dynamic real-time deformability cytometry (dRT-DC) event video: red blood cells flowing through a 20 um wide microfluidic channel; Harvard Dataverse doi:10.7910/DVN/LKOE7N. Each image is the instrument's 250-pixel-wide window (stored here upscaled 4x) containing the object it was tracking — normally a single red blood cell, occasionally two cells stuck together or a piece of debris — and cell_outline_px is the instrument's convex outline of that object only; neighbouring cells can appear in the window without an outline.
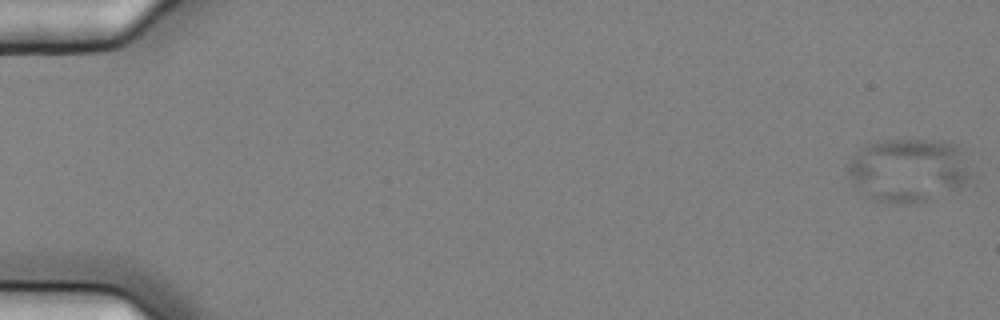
{"species": "common noctule bat (a hibernating species)", "species_latin": "Nyctalus noctula", "temperature_condition": "cold", "stored_images_in_passage": 6, "segment_of_instrument_passage": [1, 2], "camera_frame_rate_fps": 3000, "um_per_image_px": 0.085, "animal": {"sex": "female", "body_mass_g": 25.1}, "frame": {"image": 1, "passage_image": 1, "time_ms": 0.0, "image_size_px": [1000, 320], "cell_outline_px": [[972, 176], [968, 180], [952, 188], [916, 204], [896, 204], [876, 200], [860, 192], [852, 180], [848, 172], [848, 164], [852, 156], [860, 148], [876, 140], [944, 140], [956, 144], [960, 148], [972, 172]], "centroid_in_image_um": [77.18, 14.43], "position_along_channel_um": 7.8, "area_um2": 45.32}}